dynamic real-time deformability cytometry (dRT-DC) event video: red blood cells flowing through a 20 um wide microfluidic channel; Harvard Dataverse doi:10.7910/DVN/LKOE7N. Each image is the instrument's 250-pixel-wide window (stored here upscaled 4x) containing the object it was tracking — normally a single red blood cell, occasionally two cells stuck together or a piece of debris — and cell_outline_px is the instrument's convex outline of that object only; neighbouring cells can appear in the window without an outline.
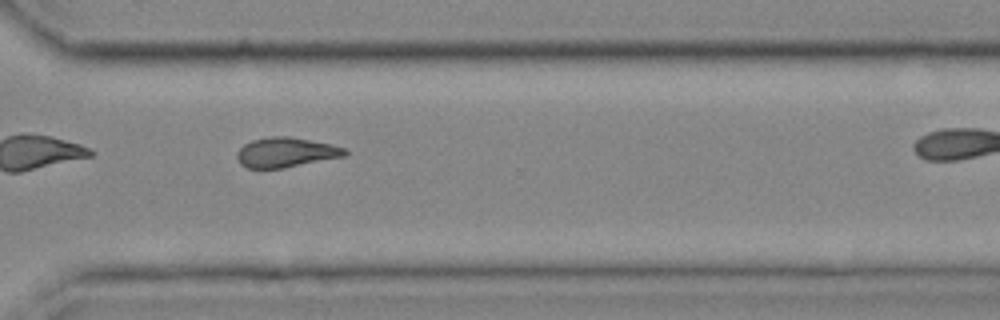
{"species": "common noctule bat (a hibernating species)", "species_latin": "Nyctalus noctula", "temperature_condition": "cold", "stored_images_in_passage": 27, "camera_frame_rate_fps": 3000, "um_per_image_px": 0.085, "animal": {"sex": "female", "body_mass_g": 25.1}, "frame": {"image": 1, "passage_image": 23, "time_ms": 7.333, "image_size_px": [1000, 320], "cell_outline_px": [[348, 152], [344, 156], [284, 168], [248, 168], [240, 164], [236, 156], [236, 152], [244, 144], [252, 140], [268, 136], [288, 136], [332, 144], [344, 148]], "centroid_in_image_um": [24.27, 12.94], "position_along_channel_um": 346.3, "area_um2": 18.73}}